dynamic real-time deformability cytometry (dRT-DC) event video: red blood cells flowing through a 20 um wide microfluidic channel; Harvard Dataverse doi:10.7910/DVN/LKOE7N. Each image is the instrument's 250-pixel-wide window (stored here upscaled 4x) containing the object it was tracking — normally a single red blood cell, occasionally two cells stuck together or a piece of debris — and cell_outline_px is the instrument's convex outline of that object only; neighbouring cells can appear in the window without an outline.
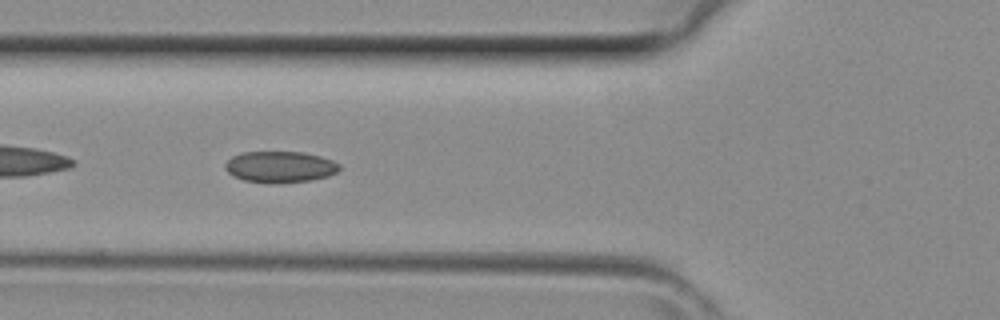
{"species": "common noctule bat (a hibernating species)", "species_latin": "Nyctalus noctula", "temperature_condition": "room temperature", "stored_images_in_passage": 23, "camera_frame_rate_fps": 3000, "um_per_image_px": 0.085, "animal": {"sex": "female", "body_mass_g": 29.2, "forearm_length_mm": 56.3}, "frame": {"image": 1, "passage_image": 11, "time_ms": 3.333, "image_size_px": [1000, 320], "cell_outline_px": [[340, 168], [336, 172], [328, 176], [308, 180], [272, 184], [264, 184], [244, 180], [232, 176], [224, 168], [224, 164], [232, 156], [240, 152], [304, 152], [320, 156], [332, 160], [340, 164]], "centroid_in_image_um": [23.76, 14.19], "position_along_channel_um": 102.0, "area_um2": 21.04}}
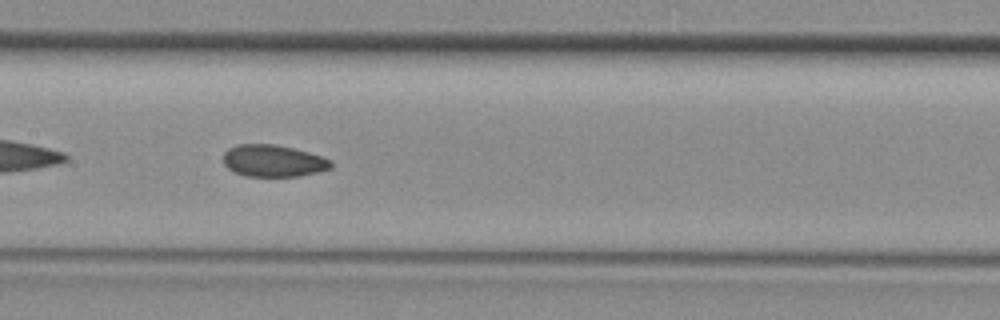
{"frame": {"image": 2, "passage_image": 16, "time_ms": 5.0, "image_size_px": [1000, 320], "cell_outline_px": [[332, 168], [316, 172], [296, 176], [248, 176], [236, 172], [228, 168], [224, 164], [224, 152], [228, 148], [236, 144], [272, 144], [292, 148], [308, 152], [332, 160]], "centroid_in_image_um": [23.21, 13.66], "position_along_channel_um": 184.2, "area_um2": 19.83}}
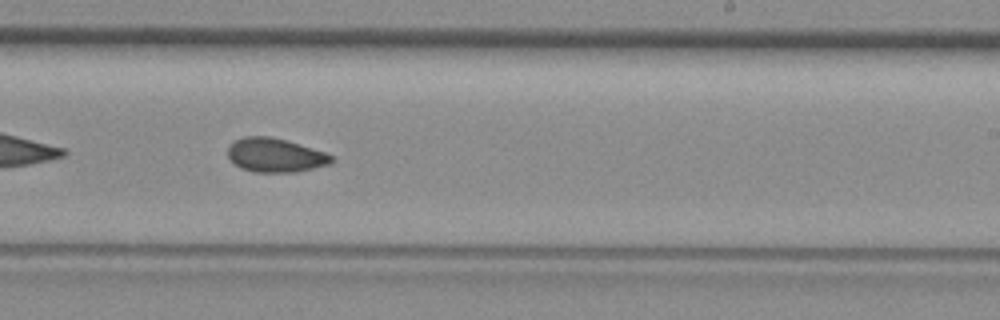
{"frame": {"image": 3, "passage_image": 21, "time_ms": 6.667, "image_size_px": [1000, 320], "cell_outline_px": [[332, 160], [328, 164], [296, 172], [252, 172], [240, 168], [228, 156], [228, 148], [236, 140], [244, 136], [268, 136], [284, 140], [324, 152], [332, 156]], "centroid_in_image_um": [23.35, 13.2], "position_along_channel_um": 265.6, "area_um2": 20.06}}